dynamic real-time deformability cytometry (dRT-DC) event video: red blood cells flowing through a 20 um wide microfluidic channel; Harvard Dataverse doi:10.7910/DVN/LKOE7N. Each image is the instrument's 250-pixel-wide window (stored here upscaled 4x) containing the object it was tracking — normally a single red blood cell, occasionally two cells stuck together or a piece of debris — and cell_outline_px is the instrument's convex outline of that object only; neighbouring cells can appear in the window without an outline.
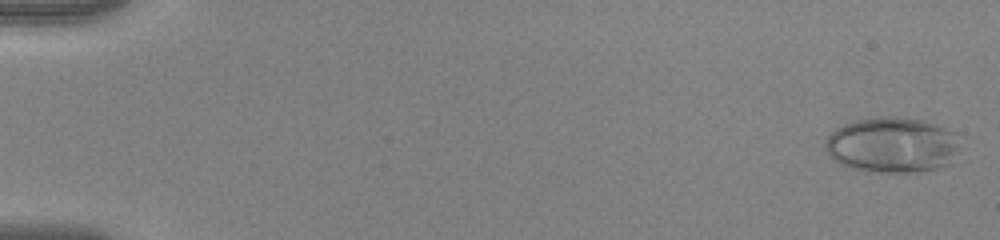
{"species": "human", "species_latin": "Homo sapiens", "temperature_condition": "warm", "stored_images_in_passage": 54, "camera_frame_rate_fps": 3000, "um_per_image_px": 0.085, "donor": {"sex": "female"}, "frame": {"image": 1, "passage_image": 2, "time_ms": 0.333, "image_size_px": [1000, 240], "cell_outline_px": [[956, 148], [952, 164], [920, 172], [868, 172], [848, 168], [832, 160], [828, 156], [824, 148], [824, 140], [836, 128], [844, 124], [856, 120], [880, 116], [896, 116], [924, 120], [936, 124], [956, 132]], "centroid_in_image_um": [75.78, 12.33], "position_along_channel_um": 9.2, "area_um2": 44.16}}
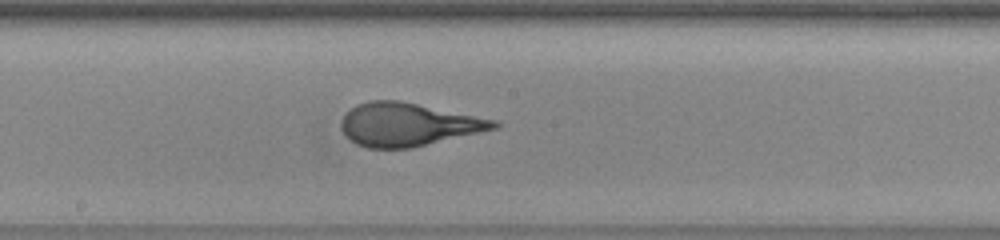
{"frame": {"image": 2, "passage_image": 31, "time_ms": 10.0, "image_size_px": [1000, 240], "cell_outline_px": [[500, 124], [496, 128], [412, 148], [368, 148], [356, 144], [340, 128], [340, 120], [356, 104], [368, 100], [400, 100], [500, 120]], "centroid_in_image_um": [34.7, 10.57], "position_along_channel_um": 213.5, "area_um2": 38.44}}
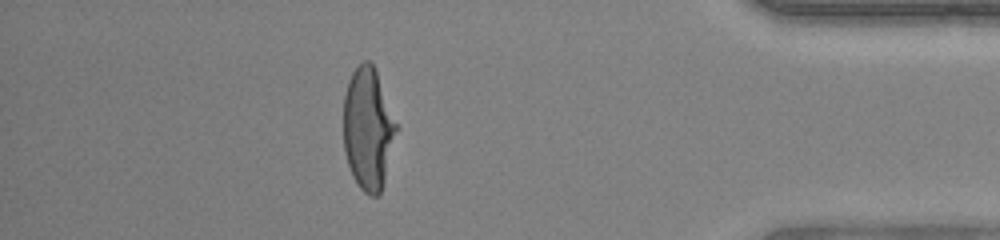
{"frame": {"image": 3, "passage_image": 48, "time_ms": 15.667, "image_size_px": [1000, 240], "cell_outline_px": [[400, 128], [384, 184], [380, 192], [376, 196], [368, 196], [360, 188], [352, 176], [344, 152], [344, 96], [348, 80], [352, 72], [364, 60], [368, 60], [376, 68]], "centroid_in_image_um": [31.33, 10.95], "position_along_channel_um": 403.9, "area_um2": 38.61}, "authors_computed_cell_mechanics": {"area_um2": 39.0439, "velocity_mm_per_s": 3.9768, "shape_relaxation_time_tau1_ms": 6.4002, "shape_relaxation_time_tau2_ms": null, "deformation_change_tau1": 0.3048, "deformation_change_tau2": null}}